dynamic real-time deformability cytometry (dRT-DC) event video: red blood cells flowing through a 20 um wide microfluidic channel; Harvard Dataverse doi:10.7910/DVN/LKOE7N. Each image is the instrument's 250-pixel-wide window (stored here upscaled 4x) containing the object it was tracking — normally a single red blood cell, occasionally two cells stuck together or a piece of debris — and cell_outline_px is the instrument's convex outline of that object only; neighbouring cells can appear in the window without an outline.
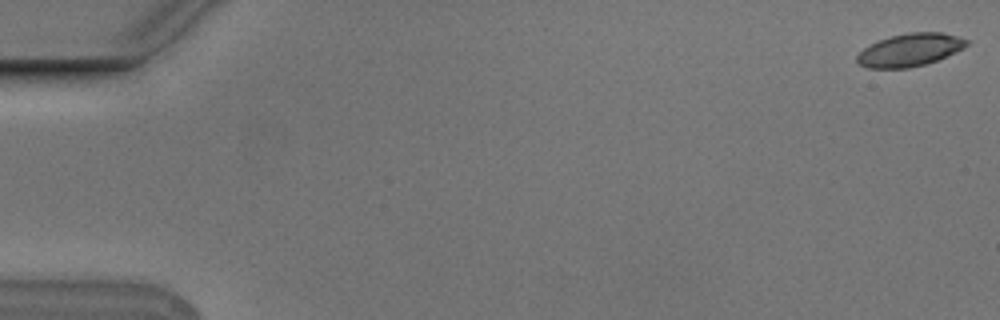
{"species": "Egyptian fruit bat (a non-hibernating species)", "species_latin": "Rousettus aegyptiacus", "temperature_condition": "cold", "stored_images_in_passage": 56, "camera_frame_rate_fps": 3000, "um_per_image_px": 0.085, "animal": {"sex": "male"}, "frame": {"image": 1, "passage_image": 1, "time_ms": 0.0, "image_size_px": [1000, 320], "cell_outline_px": [[972, 40], [964, 48], [956, 52], [936, 60], [924, 64], [908, 68], [868, 68], [856, 64], [856, 56], [864, 48], [880, 40], [892, 36], [908, 32], [940, 32]], "centroid_in_image_um": [77.35, 4.25], "position_along_channel_um": 7.7, "area_um2": 20.87}}
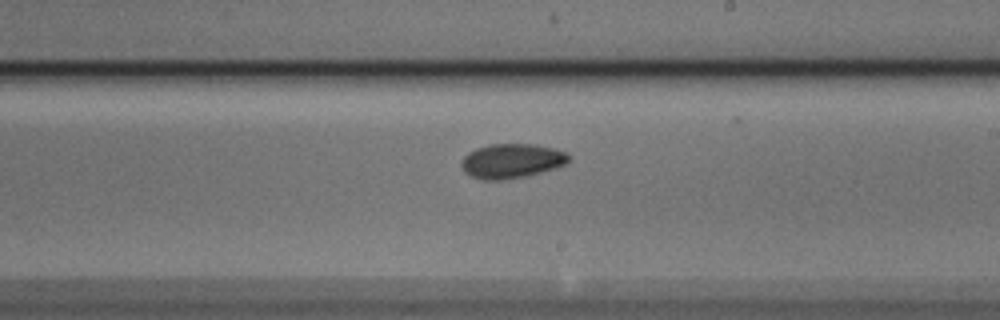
{"frame": {"image": 2, "passage_image": 33, "time_ms": 10.667, "image_size_px": [1000, 320], "cell_outline_px": [[572, 156], [564, 164], [540, 172], [524, 176], [500, 180], [484, 180], [472, 176], [464, 172], [460, 164], [460, 160], [468, 152], [476, 148], [488, 144], [536, 144], [568, 152]], "centroid_in_image_um": [43.45, 13.66], "position_along_channel_um": 245.5, "area_um2": 21.56}}
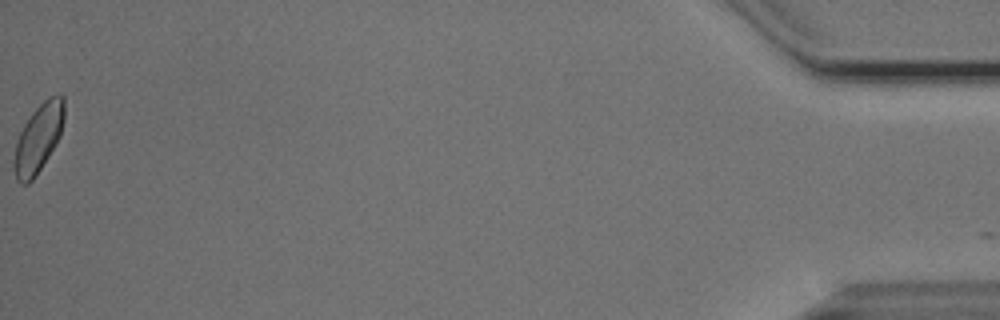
{"frame": {"image": 3, "passage_image": 56, "time_ms": 18.333, "image_size_px": [1000, 320], "cell_outline_px": [[64, 116], [60, 136], [56, 144], [36, 176], [28, 184], [20, 184], [16, 180], [12, 164], [16, 144], [20, 132], [24, 124], [32, 112], [48, 96], [60, 92], [64, 96]], "centroid_in_image_um": [3.26, 11.74], "position_along_channel_um": 431.9, "area_um2": 20.23}, "authors_computed_cell_mechanics": {"area_um2": 21.0103, "velocity_mm_per_s": 3.7228, "shape_relaxation_time_tau1_ms": 6.5912, "shape_relaxation_time_tau2_ms": 4.752, "deformation_change_tau1": 0.0813, "deformation_change_tau2": 0.0581}}